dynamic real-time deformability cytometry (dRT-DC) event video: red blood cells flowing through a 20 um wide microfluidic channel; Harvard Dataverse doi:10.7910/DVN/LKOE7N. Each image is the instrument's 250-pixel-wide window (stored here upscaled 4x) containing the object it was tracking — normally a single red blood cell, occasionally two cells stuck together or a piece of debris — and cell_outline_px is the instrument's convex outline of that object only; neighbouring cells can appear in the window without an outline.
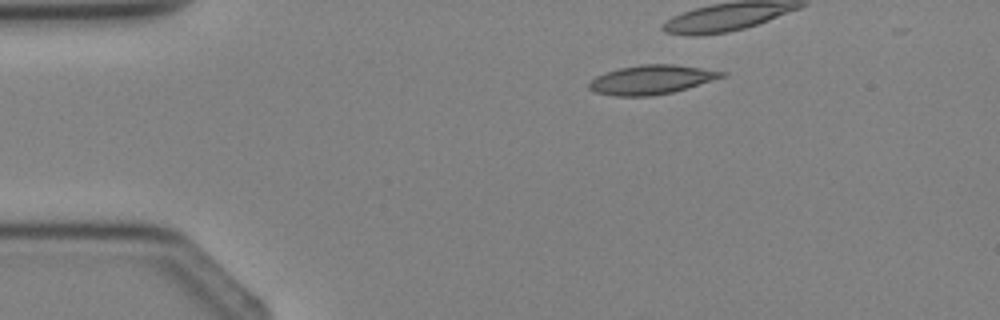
{"species": "Egyptian fruit bat (a non-hibernating species)", "species_latin": "Rousettus aegyptiacus", "temperature_condition": "cold", "stored_images_in_passage": 3, "camera_frame_rate_fps": 3000, "um_per_image_px": 0.085, "animal": {"sex": "female"}, "frame": {"image": 1, "passage_image": 1, "time_ms": 0.0, "image_size_px": [1000, 320], "cell_outline_px": [[728, 76], [672, 92], [652, 96], [616, 96], [596, 92], [588, 88], [588, 84], [596, 76], [604, 72], [620, 68], [640, 64], [672, 64], [728, 72]], "centroid_in_image_um": [55.39, 6.77], "position_along_channel_um": 29.6, "area_um2": 22.48}}